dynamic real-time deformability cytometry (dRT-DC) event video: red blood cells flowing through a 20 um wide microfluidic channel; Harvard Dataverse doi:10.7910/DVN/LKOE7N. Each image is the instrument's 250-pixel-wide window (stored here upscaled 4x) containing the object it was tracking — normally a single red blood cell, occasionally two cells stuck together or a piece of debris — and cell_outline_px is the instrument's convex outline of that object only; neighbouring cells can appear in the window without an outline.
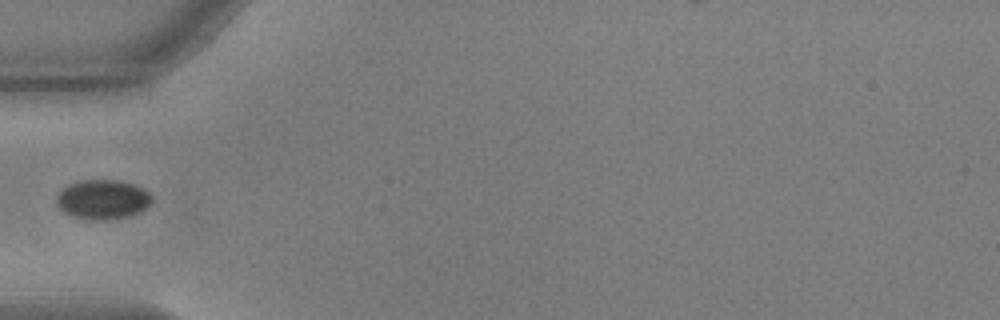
{"species": "common noctule bat (a hibernating species)", "species_latin": "Nyctalus noctula", "temperature_condition": "warm", "stored_images_in_passage": 39, "camera_frame_rate_fps": 3000, "um_per_image_px": 0.085, "animal": {"sex": "male", "body_mass_g": 17.9, "forearm_length_mm": 54.2}, "frame": {"image": 1, "passage_image": 1, "time_ms": 0.0, "image_size_px": [1000, 320], "cell_outline_px": [[152, 200], [140, 212], [128, 216], [104, 220], [84, 220], [72, 216], [64, 212], [56, 204], [56, 196], [68, 184], [76, 180], [120, 180], [132, 184], [148, 192], [152, 196]], "centroid_in_image_um": [8.68, 16.96], "position_along_channel_um": 76.3, "area_um2": 21.96}}
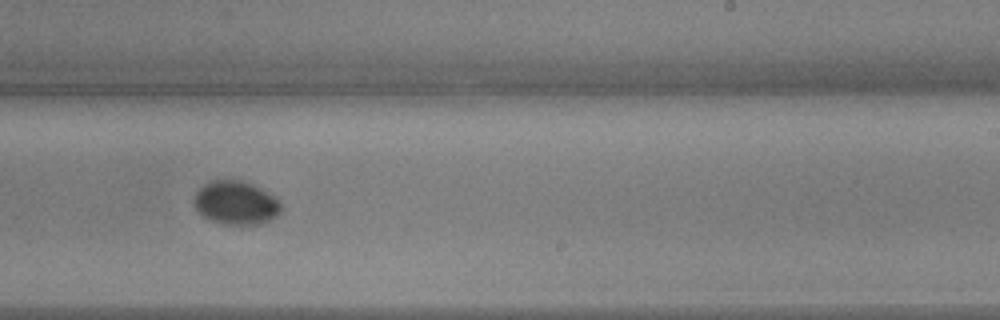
{"frame": {"image": 2, "passage_image": 17, "time_ms": 5.333, "image_size_px": [1000, 320], "cell_outline_px": [[280, 212], [276, 216], [260, 224], [240, 228], [224, 224], [212, 220], [204, 216], [196, 208], [196, 192], [204, 184], [212, 180], [240, 180], [252, 184], [260, 188], [280, 200]], "centroid_in_image_um": [20.08, 17.28], "position_along_channel_um": 268.9, "area_um2": 22.14}}
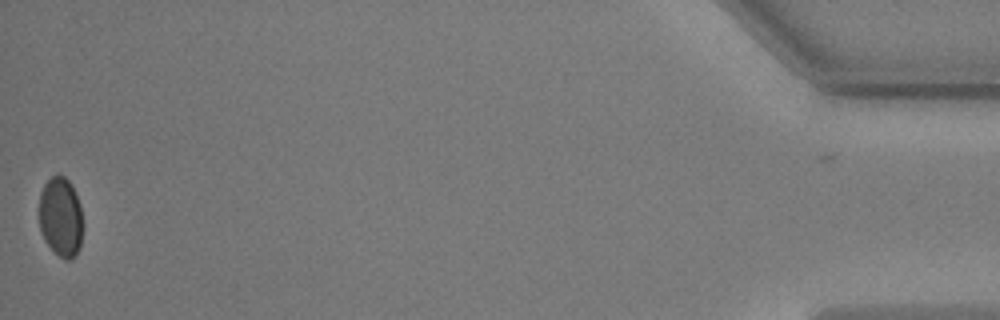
{"frame": {"image": 3, "passage_image": 38, "time_ms": 12.333, "image_size_px": [1000, 320], "cell_outline_px": [[84, 224], [80, 248], [72, 260], [64, 260], [44, 240], [40, 228], [40, 192], [44, 184], [52, 176], [64, 176], [72, 184], [80, 204]], "centroid_in_image_um": [5.2, 18.46], "position_along_channel_um": 430.0, "area_um2": 20.52}}